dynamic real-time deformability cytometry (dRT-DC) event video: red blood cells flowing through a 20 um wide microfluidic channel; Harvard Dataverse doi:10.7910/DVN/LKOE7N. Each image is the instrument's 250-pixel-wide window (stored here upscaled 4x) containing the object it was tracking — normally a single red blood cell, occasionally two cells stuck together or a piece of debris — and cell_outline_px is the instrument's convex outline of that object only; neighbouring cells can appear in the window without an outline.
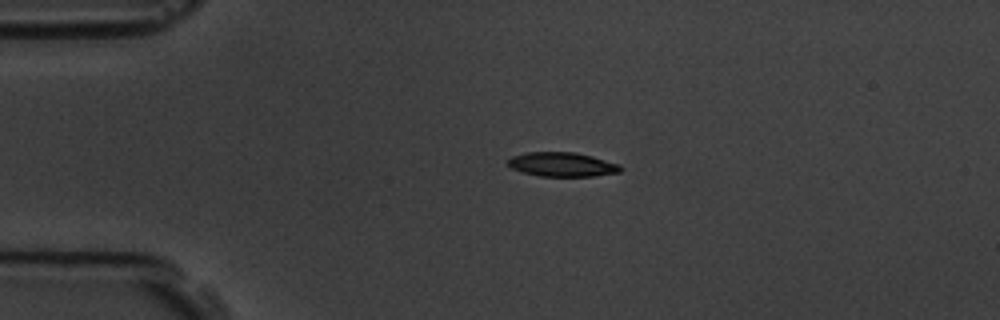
{"species": "common noctule bat (a hibernating species)", "species_latin": "Nyctalus noctula", "temperature_condition": "room temperature", "stored_images_in_passage": 5, "camera_frame_rate_fps": 3000, "um_per_image_px": 0.085, "animal": {"sex": "male", "body_mass_g": 19.5, "forearm_length_mm": 54.6}, "frame": {"image": 1, "passage_image": 3, "time_ms": 2.333, "image_size_px": [1000, 320], "cell_outline_px": [[624, 168], [620, 172], [596, 176], [536, 176], [512, 168], [504, 160], [512, 156], [528, 152], [576, 152], [592, 156], [620, 164]], "centroid_in_image_um": [47.8, 13.98], "position_along_channel_um": 37.2, "area_um2": 16.07}}
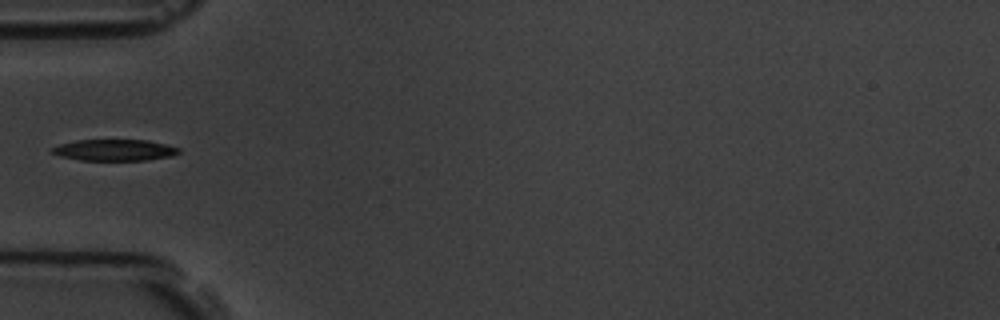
{"frame": {"image": 2, "passage_image": 5, "time_ms": 4.333, "image_size_px": [1000, 320], "cell_outline_px": [[180, 152], [172, 156], [148, 160], [80, 160], [60, 156], [52, 152], [48, 148], [60, 144], [76, 140], [148, 140], [180, 148]], "centroid_in_image_um": [9.72, 12.75], "position_along_channel_um": 75.3, "area_um2": 15.78}}